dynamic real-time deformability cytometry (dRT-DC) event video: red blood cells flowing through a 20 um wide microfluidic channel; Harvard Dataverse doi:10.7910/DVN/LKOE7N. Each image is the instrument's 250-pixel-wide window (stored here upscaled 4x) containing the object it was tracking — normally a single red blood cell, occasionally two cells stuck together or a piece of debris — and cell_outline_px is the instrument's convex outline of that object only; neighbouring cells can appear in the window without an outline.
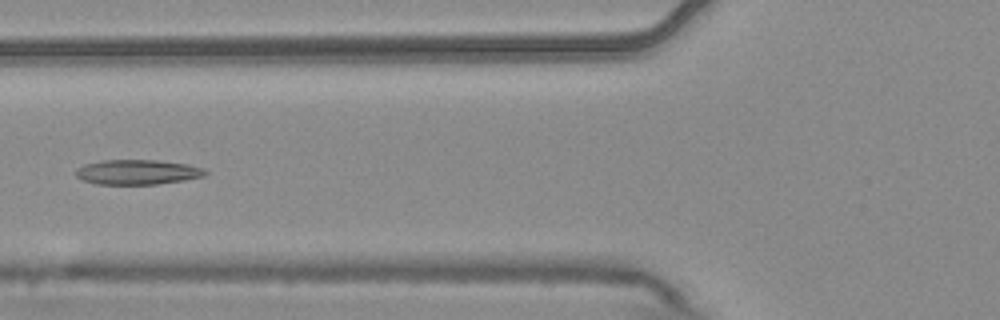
{"species": "common noctule bat (a hibernating species)", "species_latin": "Nyctalus noctula", "temperature_condition": "warm", "stored_images_in_passage": 4, "camera_frame_rate_fps": 3000, "um_per_image_px": 0.085, "animal": {"sex": "male", "body_mass_g": 20.4}, "frame": {"image": 1, "passage_image": 4, "time_ms": 1.0, "image_size_px": [1000, 320], "cell_outline_px": [[208, 172], [204, 176], [184, 180], [156, 184], [96, 184], [84, 180], [76, 176], [76, 168], [84, 164], [100, 160], [156, 160], [188, 164], [204, 168]], "centroid_in_image_um": [11.68, 14.62], "position_along_channel_um": 114.1, "area_um2": 18.79}}